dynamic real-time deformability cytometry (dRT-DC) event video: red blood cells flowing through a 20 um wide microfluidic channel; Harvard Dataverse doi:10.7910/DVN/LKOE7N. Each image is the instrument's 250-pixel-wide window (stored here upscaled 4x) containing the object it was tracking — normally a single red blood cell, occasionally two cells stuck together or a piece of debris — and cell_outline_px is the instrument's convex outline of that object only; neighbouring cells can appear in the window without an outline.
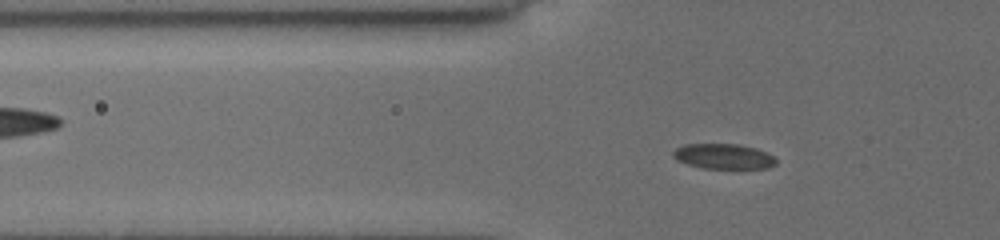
{"species": "common noctule bat (a hibernating species)", "species_latin": "Nyctalus noctula", "temperature_condition": "cold", "stored_images_in_passage": 49, "segment_of_instrument_passage": [1, 2], "camera_frame_rate_fps": 3000, "um_per_image_px": 0.085, "animal": {"sex": "female", "body_mass_g": 19.5, "forearm_length_mm": 54.1}, "frame": {"image": 1, "passage_image": 13, "time_ms": 4.0, "image_size_px": [1000, 240], "cell_outline_px": [[776, 164], [768, 168], [704, 168], [688, 164], [676, 160], [672, 156], [672, 152], [676, 148], [684, 144], [740, 144], [756, 148], [768, 152], [776, 160]], "centroid_in_image_um": [61.5, 13.28], "position_along_channel_um": 64.3, "area_um2": 15.14}}
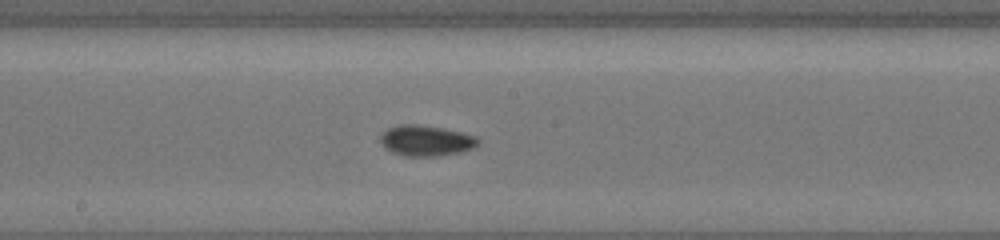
{"frame": {"image": 2, "passage_image": 25, "time_ms": 8.0, "image_size_px": [1000, 240], "cell_outline_px": [[480, 144], [472, 148], [460, 152], [436, 156], [404, 156], [392, 152], [384, 148], [380, 144], [380, 136], [388, 128], [400, 124], [416, 124], [444, 128], [476, 136], [480, 140]], "centroid_in_image_um": [36.2, 11.95], "position_along_channel_um": 212.0, "area_um2": 17.57}}
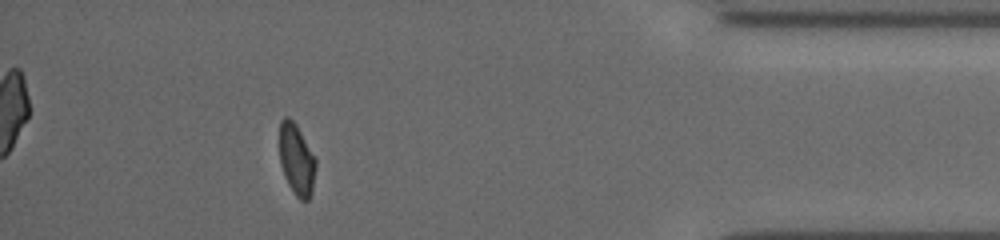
{"frame": {"image": 3, "passage_image": 43, "time_ms": 14.0, "image_size_px": [1000, 240], "cell_outline_px": [[316, 168], [312, 192], [308, 200], [300, 200], [296, 196], [288, 184], [284, 176], [280, 164], [280, 120], [284, 116], [288, 116], [296, 124], [316, 160]], "centroid_in_image_um": [25.2, 13.57], "position_along_channel_um": 410.0, "area_um2": 15.03}}